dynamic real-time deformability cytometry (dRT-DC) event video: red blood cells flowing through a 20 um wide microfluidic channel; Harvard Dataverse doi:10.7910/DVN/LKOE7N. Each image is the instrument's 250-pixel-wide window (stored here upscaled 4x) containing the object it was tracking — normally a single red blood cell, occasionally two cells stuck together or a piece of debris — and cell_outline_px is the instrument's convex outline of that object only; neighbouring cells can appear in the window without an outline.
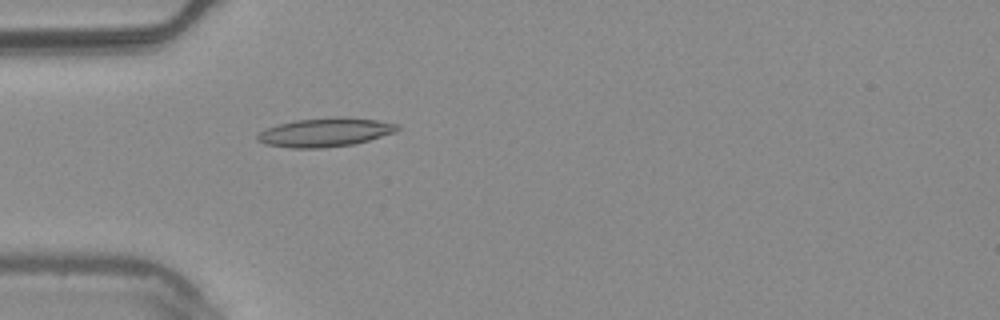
{"species": "common noctule bat (a hibernating species)", "species_latin": "Nyctalus noctula", "temperature_condition": "warm", "stored_images_in_passage": 55, "camera_frame_rate_fps": 3000, "um_per_image_px": 0.085, "animal": {"sex": "male", "body_mass_g": 20.4}, "frame": {"image": 1, "passage_image": 17, "time_ms": 5.333, "image_size_px": [1000, 320], "cell_outline_px": [[400, 128], [396, 132], [368, 140], [352, 144], [324, 148], [292, 148], [264, 144], [256, 140], [256, 136], [260, 132], [268, 128], [280, 124], [296, 120], [332, 116], [344, 116], [376, 120], [396, 124]], "centroid_in_image_um": [27.63, 11.24], "position_along_channel_um": 57.4, "area_um2": 23.47}}
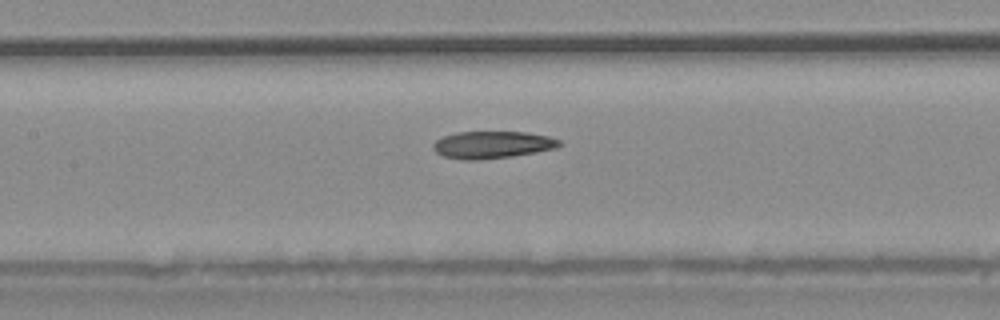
{"frame": {"image": 2, "passage_image": 26, "time_ms": 8.333, "image_size_px": [1000, 320], "cell_outline_px": [[564, 144], [556, 148], [536, 152], [512, 156], [480, 160], [460, 160], [444, 156], [436, 152], [432, 148], [432, 144], [436, 140], [444, 136], [456, 132], [528, 132], [548, 136], [560, 140]], "centroid_in_image_um": [41.85, 12.31], "position_along_channel_um": 165.5, "area_um2": 20.17}}
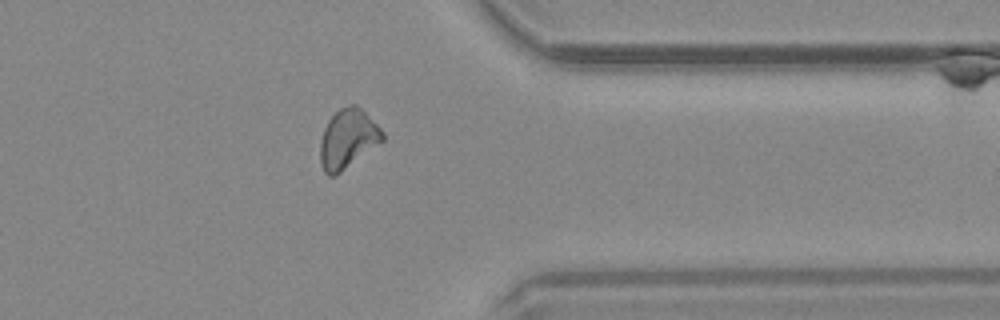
{"frame": {"image": 3, "passage_image": 44, "time_ms": 14.333, "image_size_px": [1000, 320], "cell_outline_px": [[384, 140], [336, 176], [328, 176], [324, 172], [320, 164], [320, 140], [324, 128], [328, 120], [340, 108], [348, 104], [356, 104], [384, 132]], "centroid_in_image_um": [29.54, 11.82], "position_along_channel_um": 381.9, "area_um2": 21.5}, "authors_computed_cell_mechanics": {"area_um2": 20.9236, "velocity_mm_per_s": 3.7429, "shape_relaxation_time_tau1_ms": 7.1673, "shape_relaxation_time_tau2_ms": 4.5633, "deformation_change_tau1": 0.1842, "deformation_change_tau2": 0.1288}}